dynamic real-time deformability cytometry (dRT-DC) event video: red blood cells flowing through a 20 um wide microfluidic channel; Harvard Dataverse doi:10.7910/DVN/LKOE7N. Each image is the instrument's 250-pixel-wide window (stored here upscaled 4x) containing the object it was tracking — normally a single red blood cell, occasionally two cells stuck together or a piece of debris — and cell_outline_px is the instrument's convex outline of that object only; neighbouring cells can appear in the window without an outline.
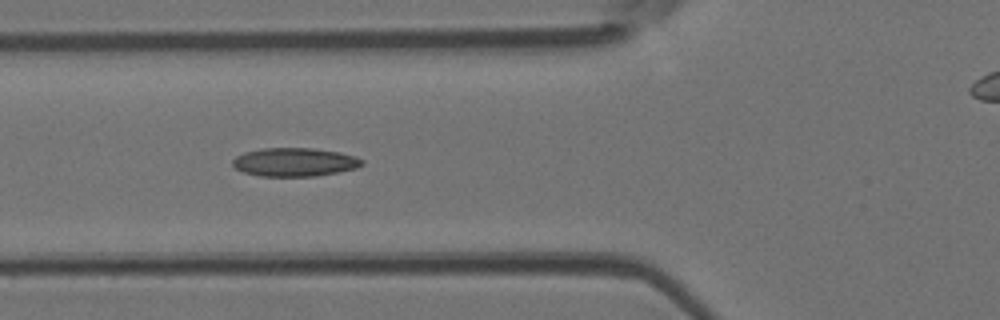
{"species": "Egyptian fruit bat (a non-hibernating species)", "species_latin": "Rousettus aegyptiacus", "temperature_condition": "room temperature", "stored_images_in_passage": 9, "segment_of_instrument_passage": [1, 2], "camera_frame_rate_fps": 3000, "um_per_image_px": 0.085, "animal": {"sex": "female"}, "frame": {"image": 1, "passage_image": 6, "time_ms": 1.667, "image_size_px": [1000, 320], "cell_outline_px": [[364, 164], [356, 168], [316, 176], [260, 176], [244, 172], [236, 168], [232, 164], [232, 160], [236, 156], [244, 152], [264, 148], [312, 148], [340, 152], [356, 156], [364, 160]], "centroid_in_image_um": [25.05, 13.77], "position_along_channel_um": 100.7, "area_um2": 21.5}}
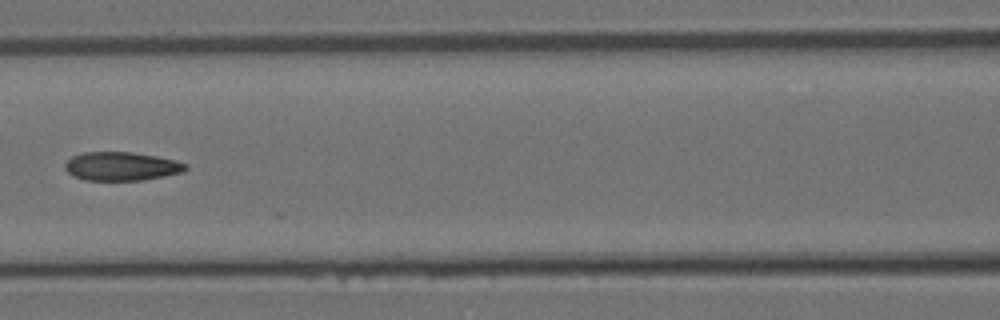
{"frame": {"image": 2, "passage_image": 7, "time_ms": 2.0, "image_size_px": [1000, 320], "cell_outline_px": [[188, 168], [184, 172], [144, 180], [84, 180], [72, 176], [64, 168], [64, 164], [72, 156], [84, 152], [132, 152], [156, 156], [176, 160], [188, 164]], "centroid_in_image_um": [10.33, 14.13], "position_along_channel_um": 156.3, "area_um2": 20.29}}
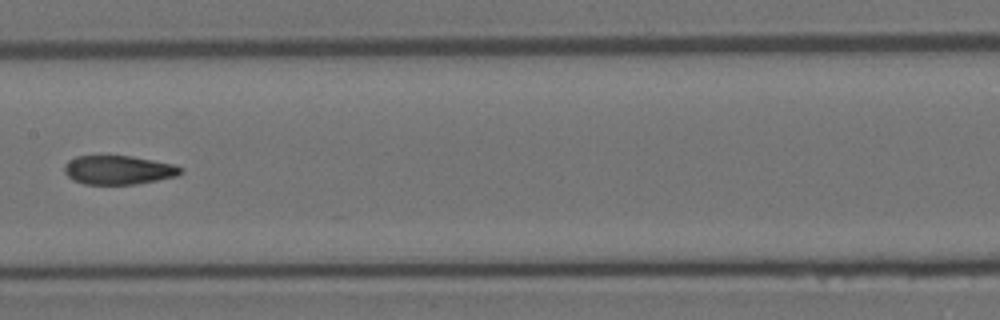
{"frame": {"image": 3, "passage_image": 8, "time_ms": 2.333, "image_size_px": [1000, 320], "cell_outline_px": [[184, 172], [176, 176], [136, 184], [84, 184], [72, 180], [64, 172], [64, 164], [68, 160], [76, 156], [132, 156], [176, 164], [184, 168]], "centroid_in_image_um": [10.08, 14.44], "position_along_channel_um": 197.3, "area_um2": 19.77}}